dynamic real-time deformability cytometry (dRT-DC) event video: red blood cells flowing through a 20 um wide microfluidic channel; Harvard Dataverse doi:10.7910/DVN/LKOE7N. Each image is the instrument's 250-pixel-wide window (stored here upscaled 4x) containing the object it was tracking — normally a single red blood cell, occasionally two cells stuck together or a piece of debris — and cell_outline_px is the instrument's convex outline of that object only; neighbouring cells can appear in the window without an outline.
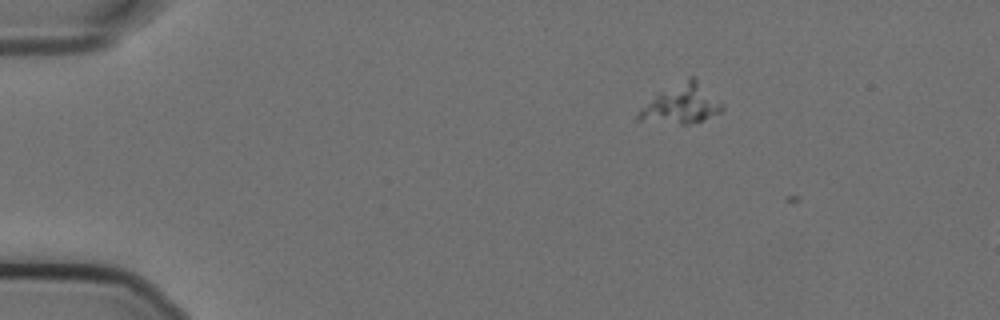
{"species": "Egyptian fruit bat (a non-hibernating species)", "species_latin": "Rousettus aegyptiacus", "temperature_condition": "cold", "stored_images_in_passage": 2, "camera_frame_rate_fps": 3000, "um_per_image_px": 0.085, "animal": {"sex": "female"}, "frame": {"image": 1, "passage_image": 1, "time_ms": 0.0, "image_size_px": [1000, 320], "cell_outline_px": [[724, 108], [720, 112], [700, 120], [688, 124], [680, 124], [636, 120], [636, 116], [640, 108], [660, 92], [688, 76], [692, 76], [724, 104]], "centroid_in_image_um": [57.91, 8.84], "position_along_channel_um": 27.1, "area_um2": 18.79}}